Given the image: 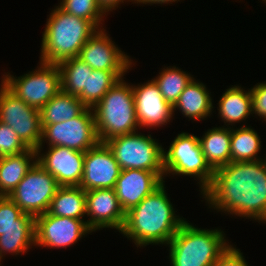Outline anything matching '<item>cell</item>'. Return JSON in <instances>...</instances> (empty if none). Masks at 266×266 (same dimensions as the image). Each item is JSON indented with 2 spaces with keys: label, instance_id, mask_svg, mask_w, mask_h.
Wrapping results in <instances>:
<instances>
[{
  "label": "cell",
  "instance_id": "cell-24",
  "mask_svg": "<svg viewBox=\"0 0 266 266\" xmlns=\"http://www.w3.org/2000/svg\"><path fill=\"white\" fill-rule=\"evenodd\" d=\"M53 216L83 219L86 193L80 186H59L47 211Z\"/></svg>",
  "mask_w": 266,
  "mask_h": 266
},
{
  "label": "cell",
  "instance_id": "cell-10",
  "mask_svg": "<svg viewBox=\"0 0 266 266\" xmlns=\"http://www.w3.org/2000/svg\"><path fill=\"white\" fill-rule=\"evenodd\" d=\"M42 138L36 151H42L43 142L48 146H64L86 152L95 147L99 139L93 109L86 108L79 116L52 125H42Z\"/></svg>",
  "mask_w": 266,
  "mask_h": 266
},
{
  "label": "cell",
  "instance_id": "cell-17",
  "mask_svg": "<svg viewBox=\"0 0 266 266\" xmlns=\"http://www.w3.org/2000/svg\"><path fill=\"white\" fill-rule=\"evenodd\" d=\"M86 193V220L92 230L102 228L122 230L125 222V212L122 210L115 189H94Z\"/></svg>",
  "mask_w": 266,
  "mask_h": 266
},
{
  "label": "cell",
  "instance_id": "cell-15",
  "mask_svg": "<svg viewBox=\"0 0 266 266\" xmlns=\"http://www.w3.org/2000/svg\"><path fill=\"white\" fill-rule=\"evenodd\" d=\"M106 30L98 29L83 45L78 58L93 70L128 71L132 60L111 40Z\"/></svg>",
  "mask_w": 266,
  "mask_h": 266
},
{
  "label": "cell",
  "instance_id": "cell-2",
  "mask_svg": "<svg viewBox=\"0 0 266 266\" xmlns=\"http://www.w3.org/2000/svg\"><path fill=\"white\" fill-rule=\"evenodd\" d=\"M164 186L163 182L125 213L124 226L119 233L130 238L137 248L149 244L167 245L186 221L175 214Z\"/></svg>",
  "mask_w": 266,
  "mask_h": 266
},
{
  "label": "cell",
  "instance_id": "cell-29",
  "mask_svg": "<svg viewBox=\"0 0 266 266\" xmlns=\"http://www.w3.org/2000/svg\"><path fill=\"white\" fill-rule=\"evenodd\" d=\"M157 77L152 79L158 86L163 98L172 107L177 102L179 95L193 79L191 74L181 71L176 66L164 67Z\"/></svg>",
  "mask_w": 266,
  "mask_h": 266
},
{
  "label": "cell",
  "instance_id": "cell-23",
  "mask_svg": "<svg viewBox=\"0 0 266 266\" xmlns=\"http://www.w3.org/2000/svg\"><path fill=\"white\" fill-rule=\"evenodd\" d=\"M218 115L224 125H234L253 115L252 95L250 89L245 91L240 86L234 85L226 89L218 104ZM227 123V124H226Z\"/></svg>",
  "mask_w": 266,
  "mask_h": 266
},
{
  "label": "cell",
  "instance_id": "cell-26",
  "mask_svg": "<svg viewBox=\"0 0 266 266\" xmlns=\"http://www.w3.org/2000/svg\"><path fill=\"white\" fill-rule=\"evenodd\" d=\"M261 141L258 133L249 126L231 128V162L255 161L258 156Z\"/></svg>",
  "mask_w": 266,
  "mask_h": 266
},
{
  "label": "cell",
  "instance_id": "cell-12",
  "mask_svg": "<svg viewBox=\"0 0 266 266\" xmlns=\"http://www.w3.org/2000/svg\"><path fill=\"white\" fill-rule=\"evenodd\" d=\"M58 187L56 179L36 162L8 197L35 218L48 211Z\"/></svg>",
  "mask_w": 266,
  "mask_h": 266
},
{
  "label": "cell",
  "instance_id": "cell-5",
  "mask_svg": "<svg viewBox=\"0 0 266 266\" xmlns=\"http://www.w3.org/2000/svg\"><path fill=\"white\" fill-rule=\"evenodd\" d=\"M119 79L94 106L95 127L99 142L138 131L132 85Z\"/></svg>",
  "mask_w": 266,
  "mask_h": 266
},
{
  "label": "cell",
  "instance_id": "cell-11",
  "mask_svg": "<svg viewBox=\"0 0 266 266\" xmlns=\"http://www.w3.org/2000/svg\"><path fill=\"white\" fill-rule=\"evenodd\" d=\"M0 121L9 125L28 148L37 150L43 129L40 111L21 100L2 81Z\"/></svg>",
  "mask_w": 266,
  "mask_h": 266
},
{
  "label": "cell",
  "instance_id": "cell-28",
  "mask_svg": "<svg viewBox=\"0 0 266 266\" xmlns=\"http://www.w3.org/2000/svg\"><path fill=\"white\" fill-rule=\"evenodd\" d=\"M61 74V90L79 96L87 89L88 72L93 69L80 58L74 57L58 64Z\"/></svg>",
  "mask_w": 266,
  "mask_h": 266
},
{
  "label": "cell",
  "instance_id": "cell-22",
  "mask_svg": "<svg viewBox=\"0 0 266 266\" xmlns=\"http://www.w3.org/2000/svg\"><path fill=\"white\" fill-rule=\"evenodd\" d=\"M37 162V151H27L11 156L0 157V196H9Z\"/></svg>",
  "mask_w": 266,
  "mask_h": 266
},
{
  "label": "cell",
  "instance_id": "cell-9",
  "mask_svg": "<svg viewBox=\"0 0 266 266\" xmlns=\"http://www.w3.org/2000/svg\"><path fill=\"white\" fill-rule=\"evenodd\" d=\"M32 245L35 246V218L8 196H0V262L6 253L24 254Z\"/></svg>",
  "mask_w": 266,
  "mask_h": 266
},
{
  "label": "cell",
  "instance_id": "cell-34",
  "mask_svg": "<svg viewBox=\"0 0 266 266\" xmlns=\"http://www.w3.org/2000/svg\"><path fill=\"white\" fill-rule=\"evenodd\" d=\"M125 0H97L98 5L100 6V8L105 12L108 13L112 10H115L116 7L118 8V6L121 3H124ZM127 1V0H126ZM128 1H132L134 2V0H128Z\"/></svg>",
  "mask_w": 266,
  "mask_h": 266
},
{
  "label": "cell",
  "instance_id": "cell-16",
  "mask_svg": "<svg viewBox=\"0 0 266 266\" xmlns=\"http://www.w3.org/2000/svg\"><path fill=\"white\" fill-rule=\"evenodd\" d=\"M85 152L64 146H52L46 153L37 151V163L49 172L59 186H79L82 180Z\"/></svg>",
  "mask_w": 266,
  "mask_h": 266
},
{
  "label": "cell",
  "instance_id": "cell-33",
  "mask_svg": "<svg viewBox=\"0 0 266 266\" xmlns=\"http://www.w3.org/2000/svg\"><path fill=\"white\" fill-rule=\"evenodd\" d=\"M242 254L239 249L230 245L212 266H249Z\"/></svg>",
  "mask_w": 266,
  "mask_h": 266
},
{
  "label": "cell",
  "instance_id": "cell-7",
  "mask_svg": "<svg viewBox=\"0 0 266 266\" xmlns=\"http://www.w3.org/2000/svg\"><path fill=\"white\" fill-rule=\"evenodd\" d=\"M165 176L184 175L199 180L202 193L212 182L214 171L206 163L199 137L182 132L175 137L169 149L163 151Z\"/></svg>",
  "mask_w": 266,
  "mask_h": 266
},
{
  "label": "cell",
  "instance_id": "cell-6",
  "mask_svg": "<svg viewBox=\"0 0 266 266\" xmlns=\"http://www.w3.org/2000/svg\"><path fill=\"white\" fill-rule=\"evenodd\" d=\"M112 151L121 170L141 169L155 172L165 179L163 151L165 150L151 134L134 132L112 137L104 142Z\"/></svg>",
  "mask_w": 266,
  "mask_h": 266
},
{
  "label": "cell",
  "instance_id": "cell-18",
  "mask_svg": "<svg viewBox=\"0 0 266 266\" xmlns=\"http://www.w3.org/2000/svg\"><path fill=\"white\" fill-rule=\"evenodd\" d=\"M132 88L140 129L162 127L172 120L173 107L165 101L153 80L134 87L132 84Z\"/></svg>",
  "mask_w": 266,
  "mask_h": 266
},
{
  "label": "cell",
  "instance_id": "cell-4",
  "mask_svg": "<svg viewBox=\"0 0 266 266\" xmlns=\"http://www.w3.org/2000/svg\"><path fill=\"white\" fill-rule=\"evenodd\" d=\"M221 229H201L185 221L169 241L171 266H212L229 248Z\"/></svg>",
  "mask_w": 266,
  "mask_h": 266
},
{
  "label": "cell",
  "instance_id": "cell-1",
  "mask_svg": "<svg viewBox=\"0 0 266 266\" xmlns=\"http://www.w3.org/2000/svg\"><path fill=\"white\" fill-rule=\"evenodd\" d=\"M209 207L266 223V162H230L214 171L202 192Z\"/></svg>",
  "mask_w": 266,
  "mask_h": 266
},
{
  "label": "cell",
  "instance_id": "cell-14",
  "mask_svg": "<svg viewBox=\"0 0 266 266\" xmlns=\"http://www.w3.org/2000/svg\"><path fill=\"white\" fill-rule=\"evenodd\" d=\"M121 168L112 151L105 143L99 142L85 152L80 187L84 191L114 189Z\"/></svg>",
  "mask_w": 266,
  "mask_h": 266
},
{
  "label": "cell",
  "instance_id": "cell-27",
  "mask_svg": "<svg viewBox=\"0 0 266 266\" xmlns=\"http://www.w3.org/2000/svg\"><path fill=\"white\" fill-rule=\"evenodd\" d=\"M127 71L93 70L88 72L87 89H83L78 99L87 107L93 109L112 86L124 77Z\"/></svg>",
  "mask_w": 266,
  "mask_h": 266
},
{
  "label": "cell",
  "instance_id": "cell-8",
  "mask_svg": "<svg viewBox=\"0 0 266 266\" xmlns=\"http://www.w3.org/2000/svg\"><path fill=\"white\" fill-rule=\"evenodd\" d=\"M35 71L20 77L3 74L2 82L29 106L40 110L61 91V74L58 64L40 61Z\"/></svg>",
  "mask_w": 266,
  "mask_h": 266
},
{
  "label": "cell",
  "instance_id": "cell-30",
  "mask_svg": "<svg viewBox=\"0 0 266 266\" xmlns=\"http://www.w3.org/2000/svg\"><path fill=\"white\" fill-rule=\"evenodd\" d=\"M58 7L68 14L91 21L98 29L103 27L101 24L106 13L97 0H62Z\"/></svg>",
  "mask_w": 266,
  "mask_h": 266
},
{
  "label": "cell",
  "instance_id": "cell-13",
  "mask_svg": "<svg viewBox=\"0 0 266 266\" xmlns=\"http://www.w3.org/2000/svg\"><path fill=\"white\" fill-rule=\"evenodd\" d=\"M92 232L83 219L48 212L35 217V245L40 247L67 248Z\"/></svg>",
  "mask_w": 266,
  "mask_h": 266
},
{
  "label": "cell",
  "instance_id": "cell-31",
  "mask_svg": "<svg viewBox=\"0 0 266 266\" xmlns=\"http://www.w3.org/2000/svg\"><path fill=\"white\" fill-rule=\"evenodd\" d=\"M28 149L16 132L9 125L0 121V157L17 155Z\"/></svg>",
  "mask_w": 266,
  "mask_h": 266
},
{
  "label": "cell",
  "instance_id": "cell-32",
  "mask_svg": "<svg viewBox=\"0 0 266 266\" xmlns=\"http://www.w3.org/2000/svg\"><path fill=\"white\" fill-rule=\"evenodd\" d=\"M253 114L266 121V82L258 83L250 89Z\"/></svg>",
  "mask_w": 266,
  "mask_h": 266
},
{
  "label": "cell",
  "instance_id": "cell-35",
  "mask_svg": "<svg viewBox=\"0 0 266 266\" xmlns=\"http://www.w3.org/2000/svg\"><path fill=\"white\" fill-rule=\"evenodd\" d=\"M178 2V1H180V0H134V3H138V4H161L162 5V3L163 4H169V3H171L172 4V2Z\"/></svg>",
  "mask_w": 266,
  "mask_h": 266
},
{
  "label": "cell",
  "instance_id": "cell-21",
  "mask_svg": "<svg viewBox=\"0 0 266 266\" xmlns=\"http://www.w3.org/2000/svg\"><path fill=\"white\" fill-rule=\"evenodd\" d=\"M231 126L207 130L199 143L206 163L215 171L231 162Z\"/></svg>",
  "mask_w": 266,
  "mask_h": 266
},
{
  "label": "cell",
  "instance_id": "cell-20",
  "mask_svg": "<svg viewBox=\"0 0 266 266\" xmlns=\"http://www.w3.org/2000/svg\"><path fill=\"white\" fill-rule=\"evenodd\" d=\"M210 95L206 85L193 78L179 95L173 106V113L179 109L189 120H205L206 117L211 116L214 108Z\"/></svg>",
  "mask_w": 266,
  "mask_h": 266
},
{
  "label": "cell",
  "instance_id": "cell-25",
  "mask_svg": "<svg viewBox=\"0 0 266 266\" xmlns=\"http://www.w3.org/2000/svg\"><path fill=\"white\" fill-rule=\"evenodd\" d=\"M87 107L70 93L59 91L39 111L42 125L69 121L79 116Z\"/></svg>",
  "mask_w": 266,
  "mask_h": 266
},
{
  "label": "cell",
  "instance_id": "cell-19",
  "mask_svg": "<svg viewBox=\"0 0 266 266\" xmlns=\"http://www.w3.org/2000/svg\"><path fill=\"white\" fill-rule=\"evenodd\" d=\"M163 182L165 181L152 171L121 170L114 189L122 210L127 213Z\"/></svg>",
  "mask_w": 266,
  "mask_h": 266
},
{
  "label": "cell",
  "instance_id": "cell-3",
  "mask_svg": "<svg viewBox=\"0 0 266 266\" xmlns=\"http://www.w3.org/2000/svg\"><path fill=\"white\" fill-rule=\"evenodd\" d=\"M98 28L88 20L61 10L51 11L42 35L40 61L59 64L78 57L81 48Z\"/></svg>",
  "mask_w": 266,
  "mask_h": 266
}]
</instances>
